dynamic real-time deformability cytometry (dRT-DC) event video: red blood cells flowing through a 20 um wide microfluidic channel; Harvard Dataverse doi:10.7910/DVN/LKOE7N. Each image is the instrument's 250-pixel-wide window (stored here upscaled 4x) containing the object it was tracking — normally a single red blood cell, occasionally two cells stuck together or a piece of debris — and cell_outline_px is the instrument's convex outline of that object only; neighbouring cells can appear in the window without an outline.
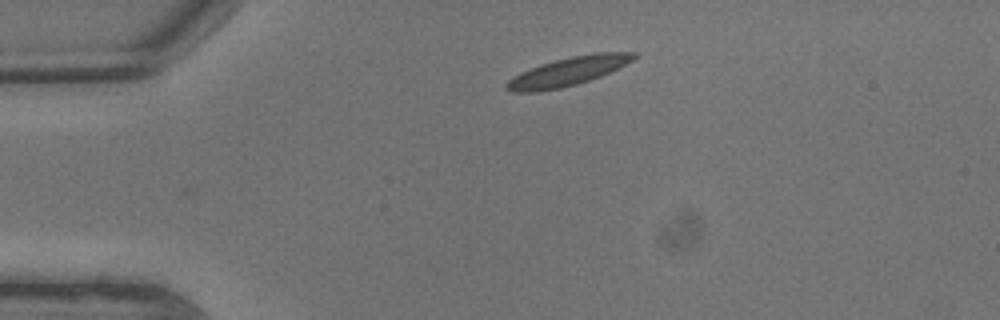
{"species": "common noctule bat (a hibernating species)", "species_latin": "Nyctalus noctula", "temperature_condition": "warm", "stored_images_in_passage": 2, "camera_frame_rate_fps": 3000, "um_per_image_px": 0.085, "animal": {"sex": "male", "body_mass_g": 13.3}, "frame": {"image": 1, "passage_image": 2, "time_ms": 0.333, "image_size_px": [1000, 320], "cell_outline_px": [[636, 56], [632, 60], [600, 76], [576, 84], [560, 88], [536, 92], [512, 92], [504, 88], [504, 84], [508, 80], [520, 72], [556, 60], [572, 56], [596, 52], [636, 52]], "centroid_in_image_um": [48.23, 6.08], "position_along_channel_um": 36.8, "area_um2": 20.75}}